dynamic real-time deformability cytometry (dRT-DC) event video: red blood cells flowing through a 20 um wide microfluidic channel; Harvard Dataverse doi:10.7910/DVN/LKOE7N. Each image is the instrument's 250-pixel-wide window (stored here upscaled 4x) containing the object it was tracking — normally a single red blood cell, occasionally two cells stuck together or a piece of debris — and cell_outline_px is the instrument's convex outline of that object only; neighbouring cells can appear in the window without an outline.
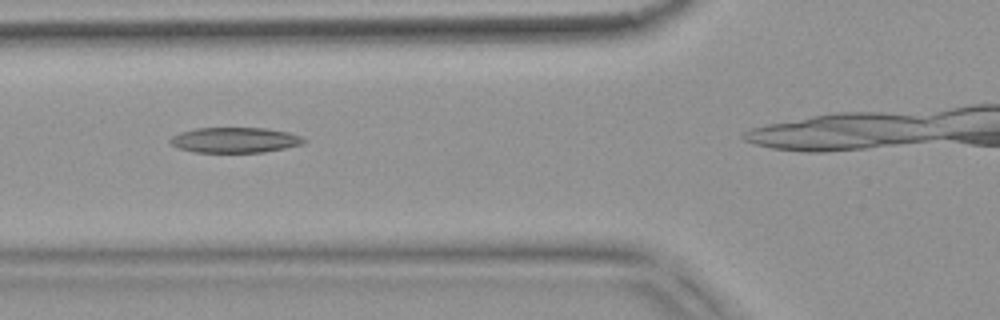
{"species": "common noctule bat (a hibernating species)", "species_latin": "Nyctalus noctula", "temperature_condition": "warm", "stored_images_in_passage": 28, "camera_frame_rate_fps": 3000, "um_per_image_px": 0.085, "animal": {"sex": "female", "body_mass_g": 18.4}, "frame": {"image": 1, "passage_image": 5, "time_ms": 1.333, "image_size_px": [1000, 320], "cell_outline_px": [[304, 140], [300, 144], [284, 148], [264, 152], [196, 152], [180, 148], [172, 144], [168, 140], [172, 136], [180, 132], [196, 128], [264, 128], [288, 132], [300, 136]], "centroid_in_image_um": [19.92, 11.9], "position_along_channel_um": 105.9, "area_um2": 19.42}}
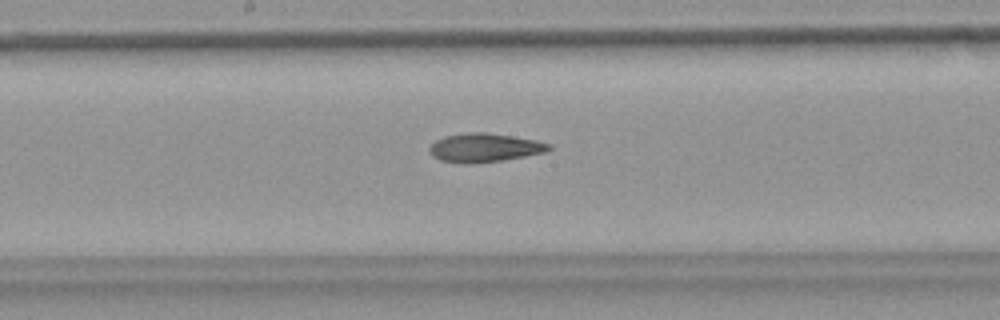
{"frame": {"image": 2, "passage_image": 13, "time_ms": 4.0, "image_size_px": [1000, 320], "cell_outline_px": [[552, 148], [544, 152], [524, 156], [500, 160], [468, 164], [464, 164], [440, 160], [432, 156], [428, 148], [436, 140], [444, 136], [472, 132], [484, 132], [512, 136], [536, 140], [552, 144]], "centroid_in_image_um": [41.16, 12.55], "position_along_channel_um": 207.0, "area_um2": 19.83}}
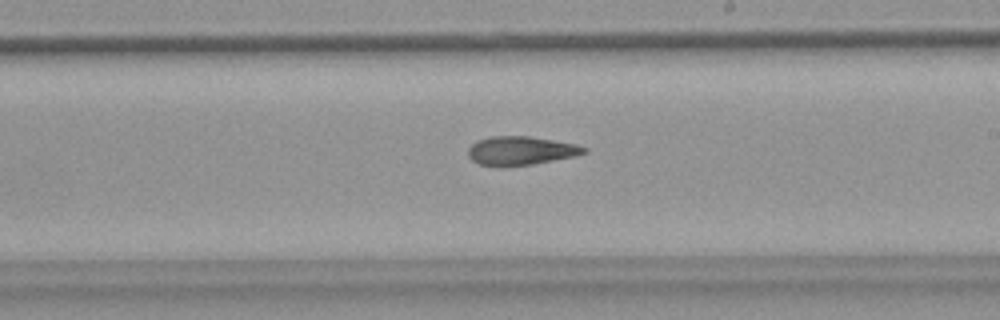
{"frame": {"image": 3, "passage_image": 16, "time_ms": 5.0, "image_size_px": [1000, 320], "cell_outline_px": [[588, 152], [576, 156], [532, 164], [480, 164], [472, 160], [468, 156], [468, 148], [476, 140], [492, 136], [528, 136], [576, 144], [588, 148]], "centroid_in_image_um": [44.31, 12.77], "position_along_channel_um": 244.7, "area_um2": 18.9}}